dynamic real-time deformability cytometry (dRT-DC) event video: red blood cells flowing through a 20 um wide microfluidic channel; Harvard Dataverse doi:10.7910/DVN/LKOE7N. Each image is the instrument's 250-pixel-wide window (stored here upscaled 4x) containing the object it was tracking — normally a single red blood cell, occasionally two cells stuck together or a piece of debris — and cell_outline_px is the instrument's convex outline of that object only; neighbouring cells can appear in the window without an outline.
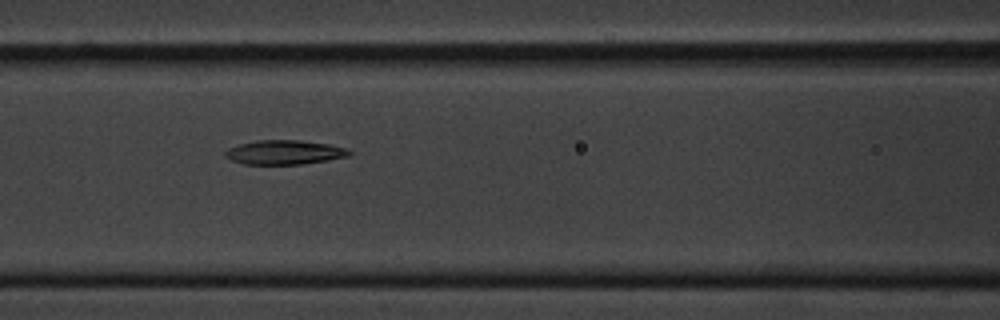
{"species": "common noctule bat (a hibernating species)", "species_latin": "Nyctalus noctula", "temperature_condition": "cold", "stored_images_in_passage": 7, "camera_frame_rate_fps": 3000, "um_per_image_px": 0.085, "animal": {"sex": "male", "body_mass_g": 20.1, "forearm_length_mm": 53.5}, "frame": {"image": 1, "passage_image": 7, "time_ms": 7.0, "image_size_px": [1000, 320], "cell_outline_px": [[352, 152], [348, 156], [328, 160], [300, 164], [244, 164], [232, 160], [224, 156], [224, 152], [228, 148], [240, 144], [256, 140], [300, 140], [328, 144], [348, 148]], "centroid_in_image_um": [24.17, 12.94], "position_along_channel_um": 142.4, "area_um2": 17.51}}